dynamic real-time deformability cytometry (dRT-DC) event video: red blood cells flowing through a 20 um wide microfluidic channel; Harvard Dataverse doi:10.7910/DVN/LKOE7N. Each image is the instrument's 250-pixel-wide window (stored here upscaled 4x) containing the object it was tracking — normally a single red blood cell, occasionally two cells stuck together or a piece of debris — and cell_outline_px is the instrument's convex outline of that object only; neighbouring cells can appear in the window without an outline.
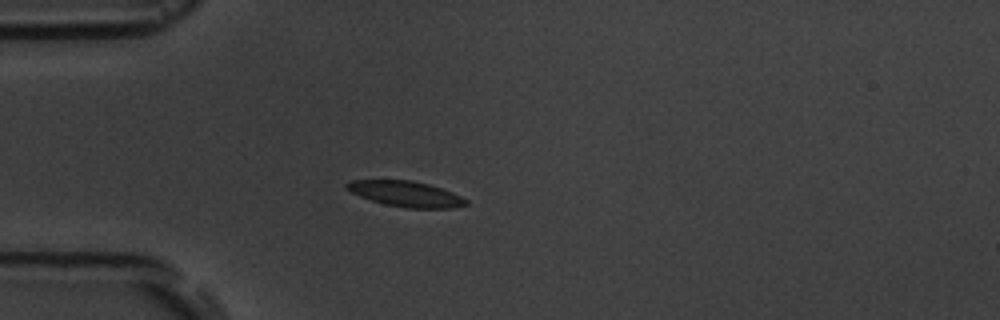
{"species": "common noctule bat (a hibernating species)", "species_latin": "Nyctalus noctula", "temperature_condition": "room temperature", "stored_images_in_passage": 4, "camera_frame_rate_fps": 3000, "um_per_image_px": 0.085, "animal": {"sex": "male", "body_mass_g": 19.5, "forearm_length_mm": 54.6}, "frame": {"image": 1, "passage_image": 3, "time_ms": 3.333, "image_size_px": [1000, 320], "cell_outline_px": [[468, 204], [452, 208], [404, 208], [384, 204], [360, 196], [344, 188], [344, 184], [352, 180], [412, 180], [428, 184], [452, 192], [468, 200]], "centroid_in_image_um": [34.48, 16.48], "position_along_channel_um": 50.5, "area_um2": 17.74}}